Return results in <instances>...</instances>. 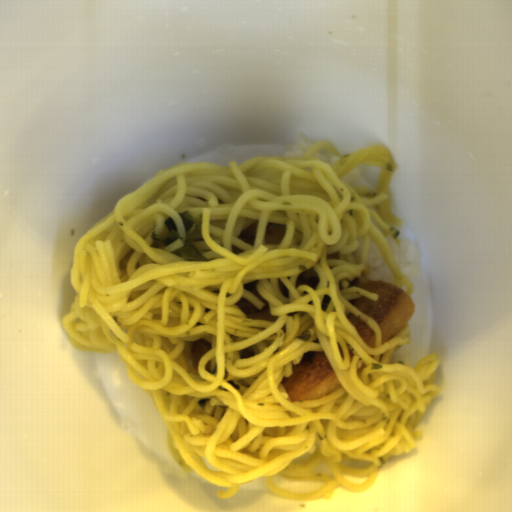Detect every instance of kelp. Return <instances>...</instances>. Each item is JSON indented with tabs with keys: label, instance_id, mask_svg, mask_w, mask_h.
Returning a JSON list of instances; mask_svg holds the SVG:
<instances>
[{
	"label": "kelp",
	"instance_id": "obj_1",
	"mask_svg": "<svg viewBox=\"0 0 512 512\" xmlns=\"http://www.w3.org/2000/svg\"><path fill=\"white\" fill-rule=\"evenodd\" d=\"M170 254L175 255L184 261H209L192 242L186 240L180 249L175 252H170Z\"/></svg>",
	"mask_w": 512,
	"mask_h": 512
},
{
	"label": "kelp",
	"instance_id": "obj_2",
	"mask_svg": "<svg viewBox=\"0 0 512 512\" xmlns=\"http://www.w3.org/2000/svg\"><path fill=\"white\" fill-rule=\"evenodd\" d=\"M164 226L166 227L168 233L166 236H158L154 232H151V239L161 241L165 247L170 245L171 243L177 241L179 237V231L177 228V225L173 218L170 216L163 222Z\"/></svg>",
	"mask_w": 512,
	"mask_h": 512
},
{
	"label": "kelp",
	"instance_id": "obj_3",
	"mask_svg": "<svg viewBox=\"0 0 512 512\" xmlns=\"http://www.w3.org/2000/svg\"><path fill=\"white\" fill-rule=\"evenodd\" d=\"M179 216L182 218L185 226L186 233L191 231L194 226V216L190 211L178 213Z\"/></svg>",
	"mask_w": 512,
	"mask_h": 512
}]
</instances>
